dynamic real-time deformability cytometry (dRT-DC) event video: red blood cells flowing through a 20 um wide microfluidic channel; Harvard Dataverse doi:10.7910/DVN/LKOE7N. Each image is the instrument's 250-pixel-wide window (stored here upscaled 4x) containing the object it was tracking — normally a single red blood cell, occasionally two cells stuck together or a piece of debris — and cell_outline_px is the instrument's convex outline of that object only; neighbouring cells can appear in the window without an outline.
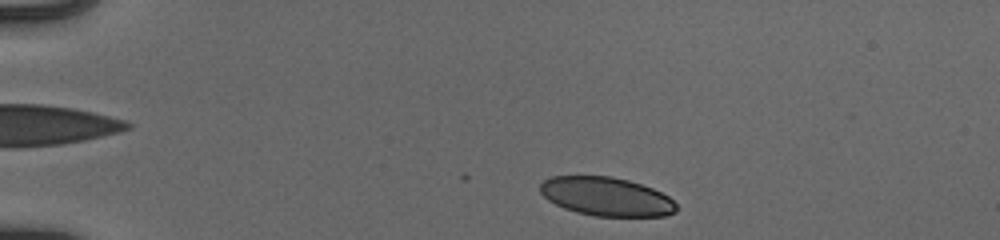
{"species": "human", "species_latin": "Homo sapiens", "temperature_condition": "cold", "stored_images_in_passage": 44, "camera_frame_rate_fps": 3000, "um_per_image_px": 0.085, "donor": {"sex": "male"}, "frame": {"image": 1, "passage_image": 2, "time_ms": 0.333, "image_size_px": [1000, 240], "cell_outline_px": [[676, 212], [664, 216], [596, 216], [576, 212], [564, 208], [548, 200], [540, 192], [540, 184], [544, 180], [552, 176], [612, 176], [628, 180], [652, 188], [668, 196], [676, 204]], "centroid_in_image_um": [51.53, 16.7], "position_along_channel_um": 33.5, "area_um2": 30.63}}
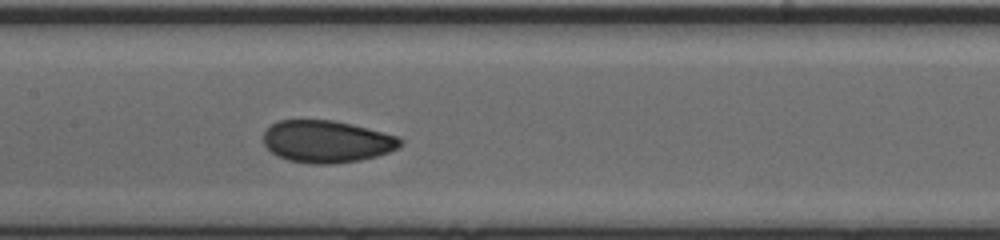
{"frame": {"image": 2, "passage_image": 19, "time_ms": 6.0, "image_size_px": [1000, 240], "cell_outline_px": [[404, 140], [396, 148], [388, 152], [376, 156], [360, 160], [332, 164], [312, 164], [288, 160], [276, 156], [264, 144], [264, 132], [272, 124], [280, 120], [332, 120], [352, 124], [396, 136]], "centroid_in_image_um": [27.75, 12.03], "position_along_channel_um": 179.7, "area_um2": 33.41}}
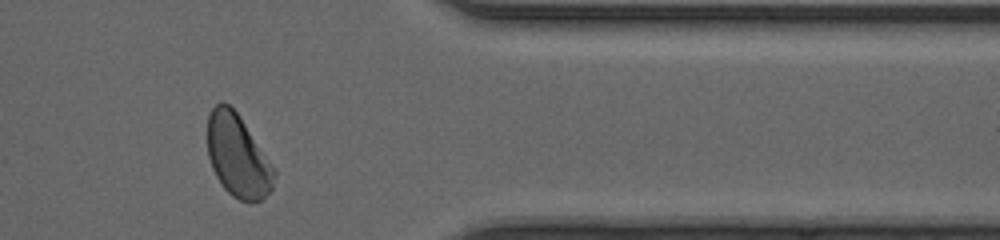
{"frame": {"image": 3, "passage_image": 36, "time_ms": 11.667, "image_size_px": [1000, 240], "cell_outline_px": [[276, 176], [272, 188], [260, 200], [248, 204], [232, 196], [224, 188], [216, 176], [212, 168], [208, 156], [208, 116], [212, 108], [220, 100], [228, 104], [236, 112], [276, 172]], "centroid_in_image_um": [20.18, 13.29], "position_along_channel_um": 391.2, "area_um2": 31.56}, "authors_computed_cell_mechanics": {"area_um2": 32.8015, "velocity_mm_per_s": 3.9309, "shape_relaxation_time_tau1_ms": 2.4093, "shape_relaxation_time_tau2_ms": 0.8488, "deformation_change_tau1": 0.1054, "deformation_change_tau2": 0.0493}}